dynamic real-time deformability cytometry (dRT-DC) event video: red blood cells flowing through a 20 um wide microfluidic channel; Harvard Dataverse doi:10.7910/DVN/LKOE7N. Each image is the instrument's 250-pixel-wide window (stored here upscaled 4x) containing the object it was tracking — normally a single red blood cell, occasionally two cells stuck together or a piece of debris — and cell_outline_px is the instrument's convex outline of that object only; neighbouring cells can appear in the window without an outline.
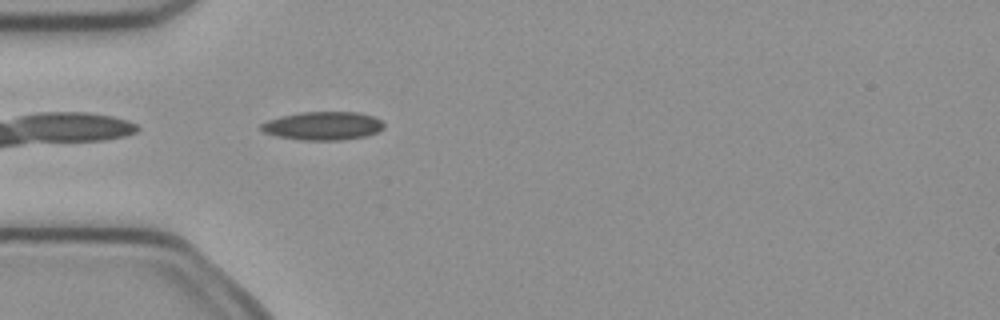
{"species": "common noctule bat (a hibernating species)", "species_latin": "Nyctalus noctula", "temperature_condition": "cold", "stored_images_in_passage": 5, "camera_frame_rate_fps": 3000, "um_per_image_px": 0.085, "animal": {"sex": "female", "body_mass_g": 21.9}, "frame": {"image": 1, "passage_image": 5, "time_ms": 1.333, "image_size_px": [1000, 320], "cell_outline_px": [[384, 128], [380, 132], [364, 136], [344, 140], [300, 140], [276, 136], [264, 132], [260, 128], [260, 124], [268, 120], [280, 116], [300, 112], [360, 112], [372, 116], [380, 120], [384, 124]], "centroid_in_image_um": [27.45, 10.7], "position_along_channel_um": 57.5, "area_um2": 20.46}}